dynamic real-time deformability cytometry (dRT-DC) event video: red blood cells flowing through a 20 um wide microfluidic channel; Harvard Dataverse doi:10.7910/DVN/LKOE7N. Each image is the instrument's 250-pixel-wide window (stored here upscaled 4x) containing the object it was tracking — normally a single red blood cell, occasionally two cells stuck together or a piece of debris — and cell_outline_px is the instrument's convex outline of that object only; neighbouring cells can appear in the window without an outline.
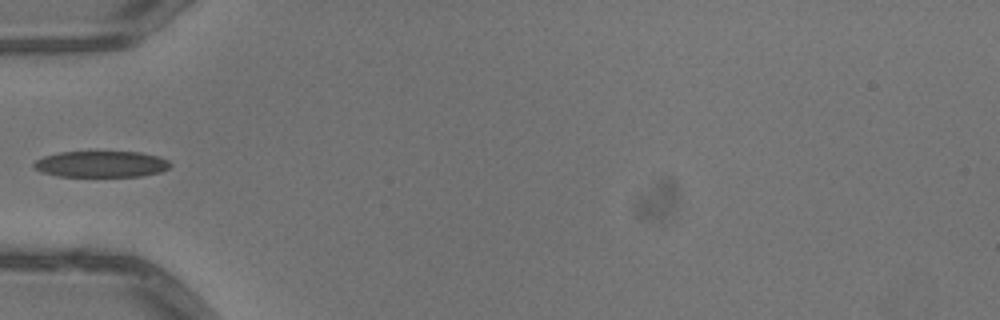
{"species": "common noctule bat (a hibernating species)", "species_latin": "Nyctalus noctula", "temperature_condition": "warm", "stored_images_in_passage": 6, "camera_frame_rate_fps": 3000, "um_per_image_px": 0.085, "animal": {"sex": "male", "body_mass_g": 13.3}, "frame": {"image": 1, "passage_image": 5, "time_ms": 1.333, "image_size_px": [1000, 320], "cell_outline_px": [[172, 164], [168, 168], [160, 172], [140, 176], [56, 176], [44, 172], [36, 168], [32, 164], [36, 160], [44, 156], [60, 152], [140, 152], [160, 156], [168, 160]], "centroid_in_image_um": [8.64, 13.94], "position_along_channel_um": 76.4, "area_um2": 20.75}}
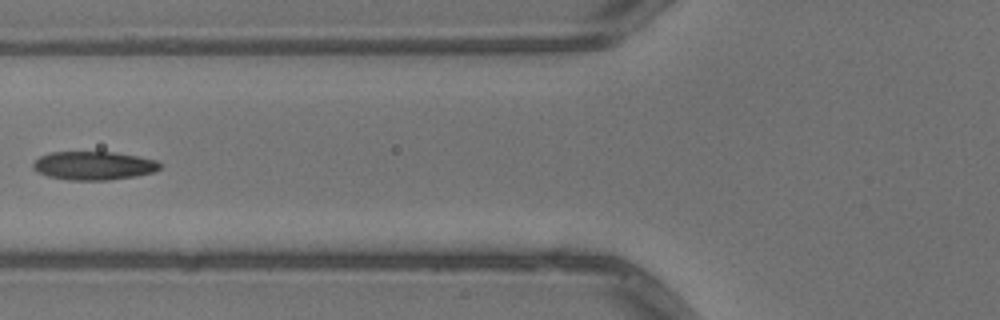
{"frame": {"image": 2, "passage_image": 6, "time_ms": 1.667, "image_size_px": [1000, 320], "cell_outline_px": [[164, 164], [156, 172], [136, 176], [108, 180], [68, 180], [48, 176], [32, 168], [32, 164], [40, 156], [48, 152], [116, 152], [140, 156], [156, 160]], "centroid_in_image_um": [8.02, 14.07], "position_along_channel_um": 117.8, "area_um2": 21.33}}